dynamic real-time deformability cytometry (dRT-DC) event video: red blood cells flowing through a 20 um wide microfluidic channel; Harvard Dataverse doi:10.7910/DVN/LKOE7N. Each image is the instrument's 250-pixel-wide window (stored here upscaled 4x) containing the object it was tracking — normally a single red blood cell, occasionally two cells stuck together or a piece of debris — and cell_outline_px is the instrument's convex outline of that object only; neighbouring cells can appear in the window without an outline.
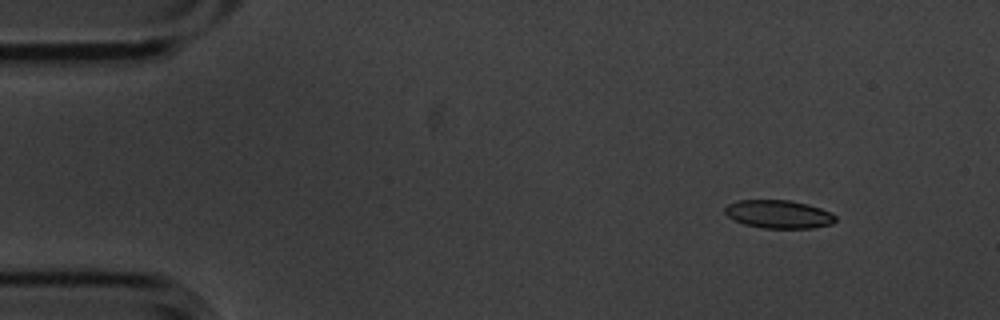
{"species": "common noctule bat (a hibernating species)", "species_latin": "Nyctalus noctula", "temperature_condition": "cold", "stored_images_in_passage": 3, "camera_frame_rate_fps": 3000, "um_per_image_px": 0.085, "animal": {"sex": "male", "body_mass_g": 20.1, "forearm_length_mm": 53.5}, "frame": {"image": 1, "passage_image": 1, "time_ms": 0.0, "image_size_px": [1000, 320], "cell_outline_px": [[836, 220], [832, 224], [812, 228], [764, 228], [744, 224], [728, 216], [724, 212], [724, 208], [728, 204], [736, 200], [792, 200], [808, 204], [832, 212], [836, 216]], "centroid_in_image_um": [66.2, 18.2], "position_along_channel_um": 18.8, "area_um2": 18.26}}
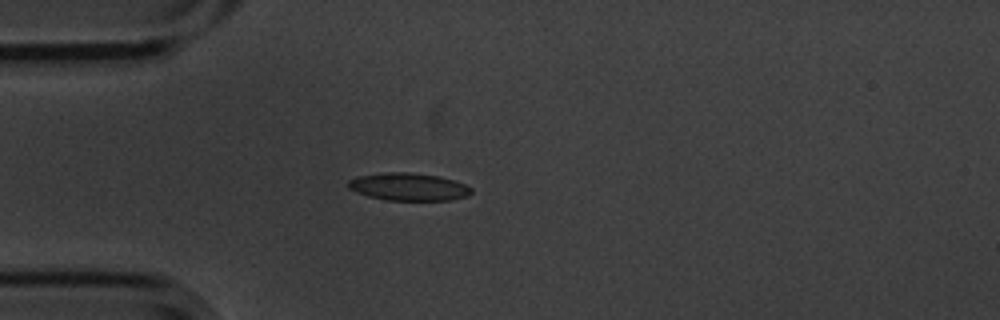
{"frame": {"image": 2, "passage_image": 3, "time_ms": 0.667, "image_size_px": [1000, 320], "cell_outline_px": [[472, 192], [468, 196], [452, 200], [384, 200], [368, 196], [356, 192], [348, 188], [348, 180], [356, 176], [388, 172], [408, 172], [440, 176], [464, 184], [472, 188]], "centroid_in_image_um": [34.71, 15.88], "position_along_channel_um": 50.3, "area_um2": 19.88}}